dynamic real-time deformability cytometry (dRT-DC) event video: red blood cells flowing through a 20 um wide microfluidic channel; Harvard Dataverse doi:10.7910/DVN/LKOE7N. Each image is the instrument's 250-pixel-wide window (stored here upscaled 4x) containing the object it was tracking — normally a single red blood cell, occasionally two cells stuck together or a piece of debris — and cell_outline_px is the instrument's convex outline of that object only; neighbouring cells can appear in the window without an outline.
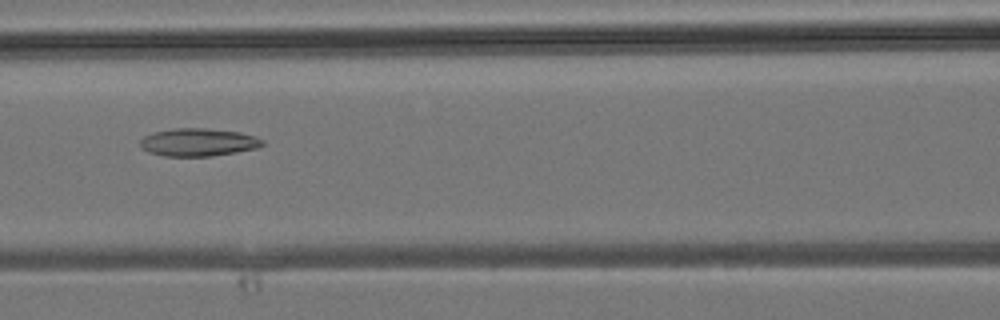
{"species": "common noctule bat (a hibernating species)", "species_latin": "Nyctalus noctula", "temperature_condition": "room temperature", "stored_images_in_passage": 29, "camera_frame_rate_fps": 3000, "um_per_image_px": 0.085, "animal": {"sex": "male", "body_mass_g": 19.2, "forearm_length_mm": 51.8}, "frame": {"image": 1, "passage_image": 8, "time_ms": 2.333, "image_size_px": [1000, 320], "cell_outline_px": [[264, 144], [256, 148], [236, 152], [212, 156], [164, 156], [148, 152], [140, 148], [140, 140], [144, 136], [152, 132], [176, 128], [204, 128], [240, 132], [256, 136], [264, 140]], "centroid_in_image_um": [16.83, 12.09], "position_along_channel_um": 149.8, "area_um2": 19.94}}
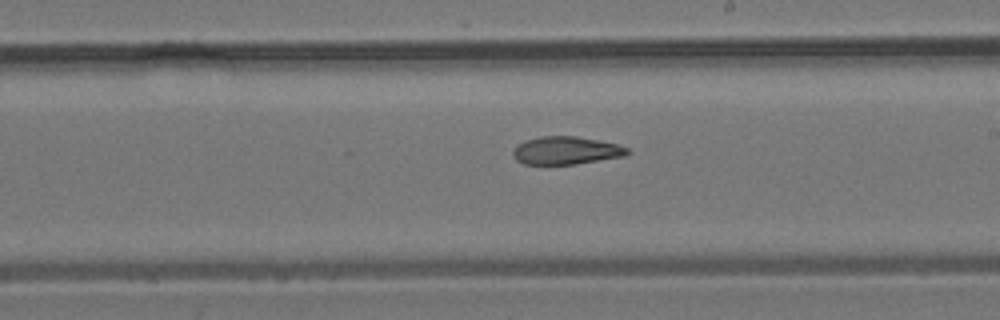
{"frame": {"image": 2, "passage_image": 13, "time_ms": 4.0, "image_size_px": [1000, 320], "cell_outline_px": [[632, 152], [624, 156], [576, 164], [524, 164], [516, 160], [512, 156], [512, 152], [516, 144], [524, 140], [540, 136], [576, 136], [616, 144], [628, 148]], "centroid_in_image_um": [48.07, 12.79], "position_along_channel_um": 240.9, "area_um2": 18.67}}
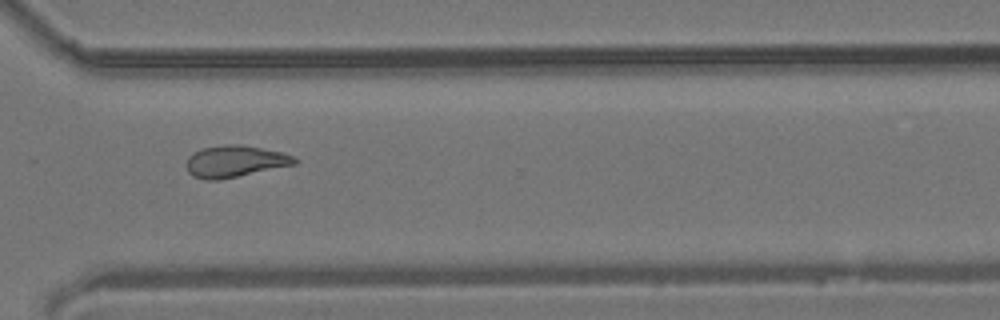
{"frame": {"image": 3, "passage_image": 19, "time_ms": 6.0, "image_size_px": [1000, 320], "cell_outline_px": [[300, 160], [296, 164], [220, 180], [204, 180], [192, 176], [188, 172], [188, 156], [192, 152], [200, 148], [224, 144], [240, 144], [280, 152], [296, 156]], "centroid_in_image_um": [19.97, 13.71], "position_along_channel_um": 350.6, "area_um2": 20.17}}